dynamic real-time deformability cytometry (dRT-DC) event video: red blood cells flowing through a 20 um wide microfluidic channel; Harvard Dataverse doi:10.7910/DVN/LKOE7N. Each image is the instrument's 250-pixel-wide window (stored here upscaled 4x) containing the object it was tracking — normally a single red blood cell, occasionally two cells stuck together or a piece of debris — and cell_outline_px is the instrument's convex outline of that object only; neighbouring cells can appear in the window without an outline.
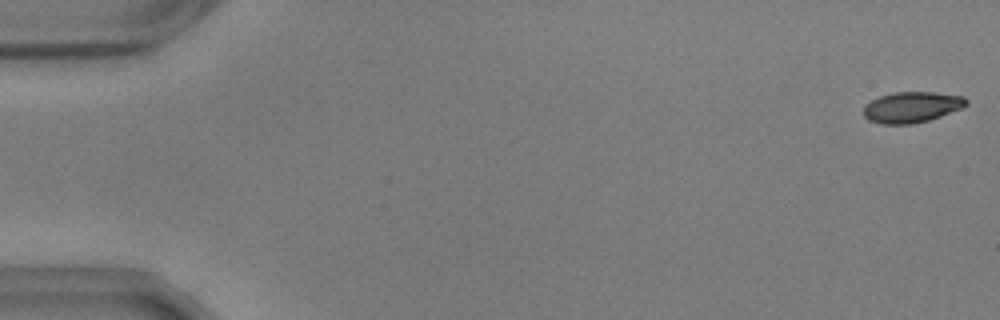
{"species": "common noctule bat (a hibernating species)", "species_latin": "Nyctalus noctula", "temperature_condition": "warm", "stored_images_in_passage": 53, "camera_frame_rate_fps": 3000, "um_per_image_px": 0.085, "animal": {"sex": "male", "body_mass_g": 17.9, "forearm_length_mm": 54.2}, "frame": {"image": 1, "passage_image": 1, "time_ms": 0.0, "image_size_px": [1000, 320], "cell_outline_px": [[968, 104], [960, 108], [940, 116], [928, 120], [912, 124], [880, 124], [868, 120], [864, 116], [864, 104], [880, 96], [892, 92], [932, 92], [964, 96], [968, 100]], "centroid_in_image_um": [77.47, 9.1], "position_along_channel_um": 7.5, "area_um2": 18.44}}
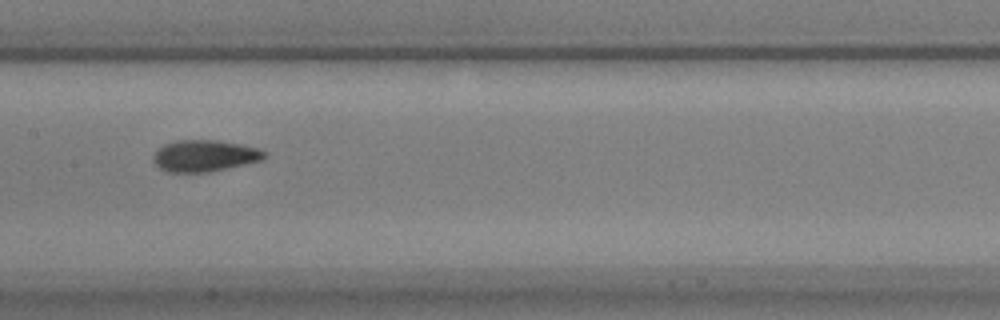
{"frame": {"image": 2, "passage_image": 28, "time_ms": 9.0, "image_size_px": [1000, 320], "cell_outline_px": [[268, 156], [264, 160], [228, 168], [208, 172], [168, 172], [160, 168], [152, 160], [152, 156], [164, 144], [176, 140], [216, 140], [240, 144], [256, 148], [268, 152]], "centroid_in_image_um": [17.42, 13.24], "position_along_channel_um": 190.0, "area_um2": 20.52}}
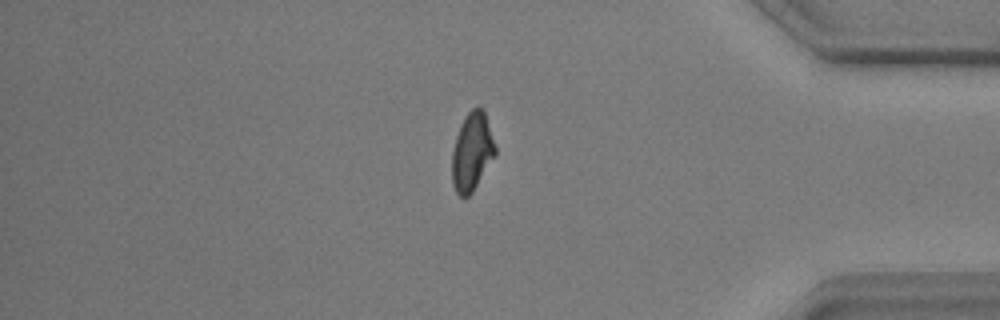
{"frame": {"image": 3, "passage_image": 47, "time_ms": 15.333, "image_size_px": [1000, 320], "cell_outline_px": [[496, 152], [472, 192], [468, 196], [460, 196], [456, 192], [452, 184], [452, 152], [456, 136], [460, 124], [464, 116], [472, 108], [480, 108], [484, 112], [496, 148]], "centroid_in_image_um": [40.08, 12.9], "position_along_channel_um": 395.1, "area_um2": 19.25}}